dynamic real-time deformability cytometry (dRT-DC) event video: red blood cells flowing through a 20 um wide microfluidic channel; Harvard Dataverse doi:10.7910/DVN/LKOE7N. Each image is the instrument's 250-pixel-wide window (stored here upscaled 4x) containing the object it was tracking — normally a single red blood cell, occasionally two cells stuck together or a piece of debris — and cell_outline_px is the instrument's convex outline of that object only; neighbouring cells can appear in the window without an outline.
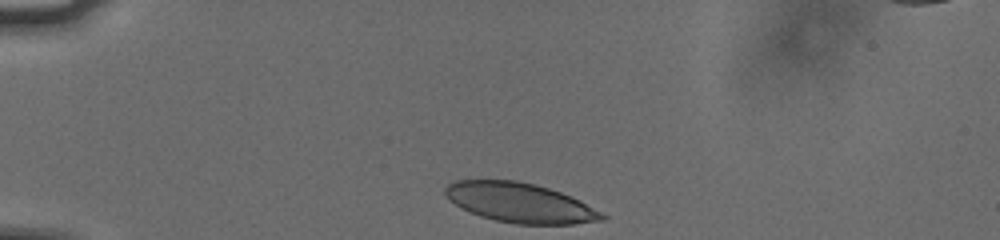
{"species": "human", "species_latin": "Homo sapiens", "temperature_condition": "cold", "stored_images_in_passage": 34, "camera_frame_rate_fps": 3000, "um_per_image_px": 0.085, "donor": {"sex": "male"}, "frame": {"image": 1, "passage_image": 1, "time_ms": 0.0, "image_size_px": [1000, 240], "cell_outline_px": [[608, 216], [604, 220], [572, 224], [516, 224], [496, 220], [480, 216], [460, 208], [444, 192], [444, 188], [448, 184], [456, 180], [516, 180], [536, 184], [560, 192], [580, 200]], "centroid_in_image_um": [44.21, 17.23], "position_along_channel_um": 40.8, "area_um2": 36.07}}
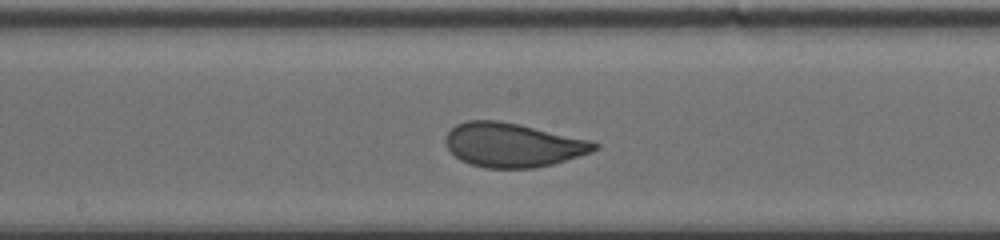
{"frame": {"image": 2, "passage_image": 18, "time_ms": 5.667, "image_size_px": [1000, 240], "cell_outline_px": [[600, 148], [592, 152], [552, 164], [532, 168], [484, 168], [460, 160], [444, 144], [444, 136], [456, 124], [468, 120], [500, 120], [592, 140], [600, 144]], "centroid_in_image_um": [43.59, 12.31], "position_along_channel_um": 204.6, "area_um2": 38.38}}
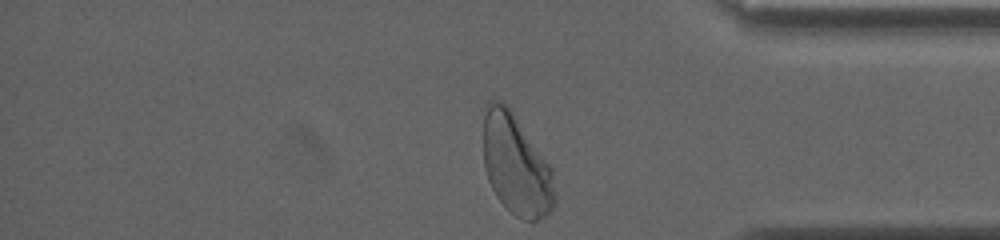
{"frame": {"image": 3, "passage_image": 34, "time_ms": 11.0, "image_size_px": [1000, 240], "cell_outline_px": [[556, 204], [544, 216], [536, 220], [524, 220], [516, 216], [496, 196], [488, 180], [484, 168], [484, 116], [488, 100], [500, 100], [512, 112], [552, 168], [556, 192]], "centroid_in_image_um": [43.88, 14.04], "position_along_channel_um": 391.3, "area_um2": 41.5}, "authors_computed_cell_mechanics": {"area_um2": 38.3214, "velocity_mm_per_s": 3.7404, "shape_relaxation_time_tau1_ms": 4.2109, "shape_relaxation_time_tau2_ms": null, "deformation_change_tau1": 0.1616, "deformation_change_tau2": null}}